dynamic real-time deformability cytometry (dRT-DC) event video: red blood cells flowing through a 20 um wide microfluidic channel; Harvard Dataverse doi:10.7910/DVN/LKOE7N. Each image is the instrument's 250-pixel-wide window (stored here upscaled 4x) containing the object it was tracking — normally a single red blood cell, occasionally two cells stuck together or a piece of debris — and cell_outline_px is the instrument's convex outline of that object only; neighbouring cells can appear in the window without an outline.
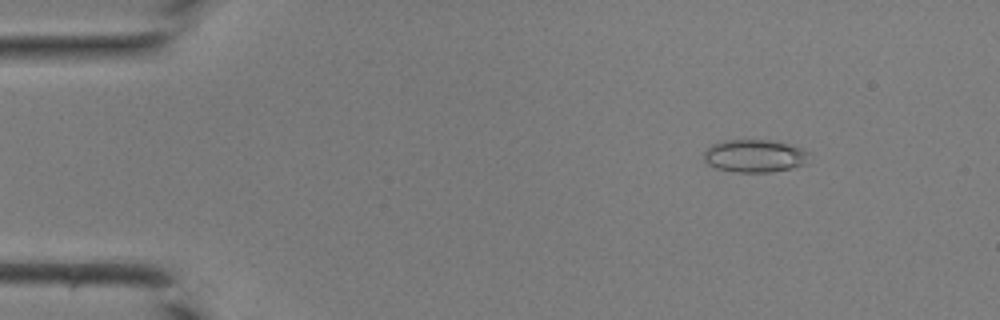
{"species": "common noctule bat (a hibernating species)", "species_latin": "Nyctalus noctula", "temperature_condition": "room temperature", "stored_images_in_passage": 10, "camera_frame_rate_fps": 3000, "um_per_image_px": 0.085, "animal": {"sex": "male", "body_mass_g": 19.0, "forearm_length_mm": 50.8}, "frame": {"image": 1, "passage_image": 5, "time_ms": 1.333, "image_size_px": [1000, 320], "cell_outline_px": [[812, 152], [808, 164], [792, 168], [768, 172], [736, 172], [716, 168], [708, 164], [704, 160], [704, 152], [712, 144], [724, 140], [768, 140], [788, 144]], "centroid_in_image_um": [64.2, 13.26], "position_along_channel_um": 20.8, "area_um2": 20.29}}